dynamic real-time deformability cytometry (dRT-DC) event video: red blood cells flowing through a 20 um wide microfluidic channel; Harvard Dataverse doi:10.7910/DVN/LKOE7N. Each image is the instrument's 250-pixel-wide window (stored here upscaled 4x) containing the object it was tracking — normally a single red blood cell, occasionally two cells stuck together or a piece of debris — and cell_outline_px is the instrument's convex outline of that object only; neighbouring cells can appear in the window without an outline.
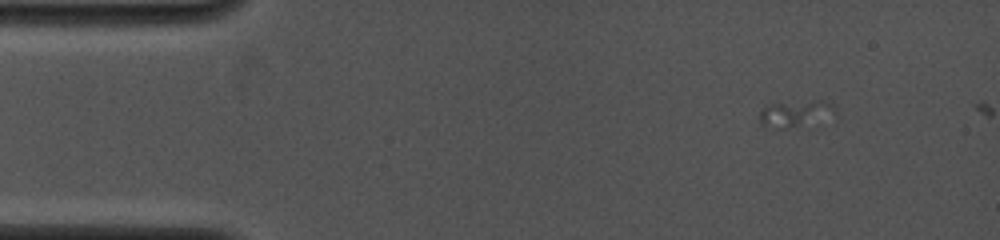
{"species": "common noctule bat (a hibernating species)", "species_latin": "Nyctalus noctula", "temperature_condition": "cold", "stored_images_in_passage": 2, "camera_frame_rate_fps": 4000, "um_per_image_px": 0.085, "animal": {"sex": "female", "body_mass_g": 19.0, "forearm_length_mm": 53.3}, "frame": {"image": 1, "passage_image": 1, "time_ms": 0.0, "image_size_px": [1000, 240], "cell_outline_px": [[836, 124], [784, 128], [760, 124], [760, 112], [768, 104], [820, 100], [832, 104], [836, 108]], "centroid_in_image_um": [67.89, 9.72], "position_along_channel_um": 17.1, "area_um2": 12.72}}